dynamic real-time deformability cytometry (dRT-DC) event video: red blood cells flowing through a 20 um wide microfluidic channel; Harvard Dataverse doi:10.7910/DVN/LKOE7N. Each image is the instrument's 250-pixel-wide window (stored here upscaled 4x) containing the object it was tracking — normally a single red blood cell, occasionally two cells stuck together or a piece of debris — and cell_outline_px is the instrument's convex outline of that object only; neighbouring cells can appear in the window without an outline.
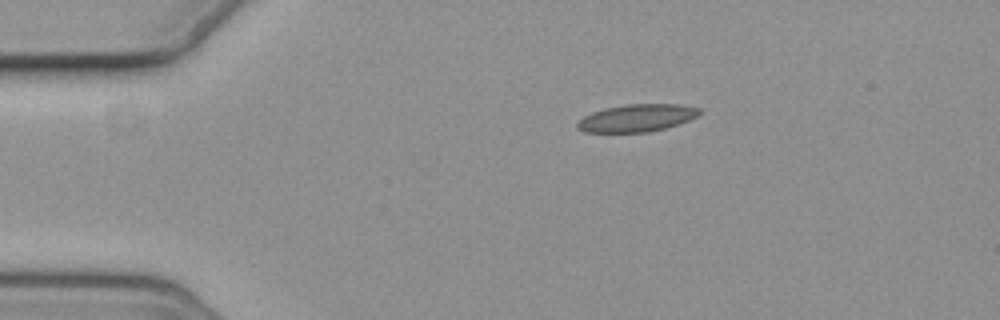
{"species": "common noctule bat (a hibernating species)", "species_latin": "Nyctalus noctula", "temperature_condition": "cold", "stored_images_in_passage": 4, "camera_frame_rate_fps": 3000, "um_per_image_px": 0.085, "animal": {"sex": "female", "body_mass_g": 19.3, "forearm_length_mm": 54.1}, "frame": {"image": 1, "passage_image": 1, "time_ms": 0.0, "image_size_px": [1000, 320], "cell_outline_px": [[700, 112], [696, 116], [688, 120], [664, 128], [648, 132], [584, 132], [576, 128], [576, 124], [584, 116], [592, 112], [604, 108], [624, 104], [680, 104], [700, 108]], "centroid_in_image_um": [54.09, 10.02], "position_along_channel_um": 30.9, "area_um2": 19.42}}
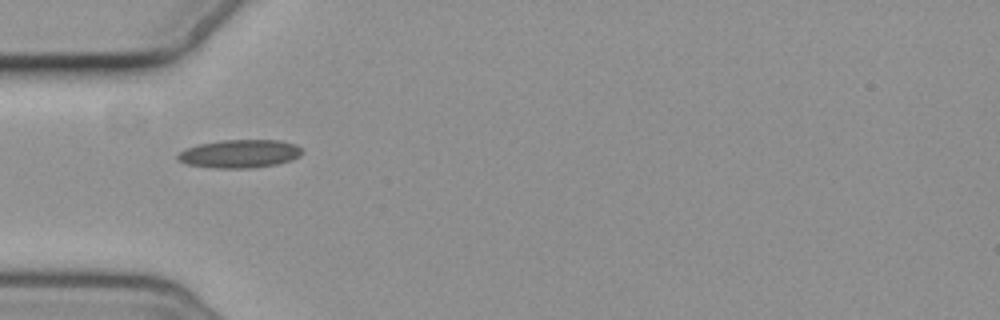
{"frame": {"image": 2, "passage_image": 3, "time_ms": 2.333, "image_size_px": [1000, 320], "cell_outline_px": [[304, 152], [300, 156], [292, 160], [276, 164], [256, 168], [212, 168], [184, 164], [176, 160], [176, 156], [184, 148], [200, 144], [220, 140], [280, 140], [296, 144], [304, 148]], "centroid_in_image_um": [20.38, 13.07], "position_along_channel_um": 64.6, "area_um2": 20.92}}
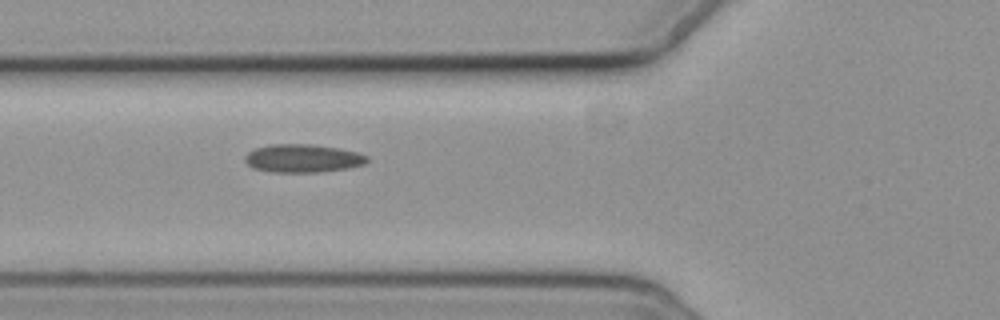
{"frame": {"image": 3, "passage_image": 4, "time_ms": 3.333, "image_size_px": [1000, 320], "cell_outline_px": [[368, 160], [364, 164], [348, 168], [316, 172], [272, 172], [252, 168], [244, 160], [244, 156], [248, 152], [256, 148], [268, 144], [312, 144], [340, 148], [356, 152], [368, 156]], "centroid_in_image_um": [25.71, 13.45], "position_along_channel_um": 100.1, "area_um2": 20.11}}